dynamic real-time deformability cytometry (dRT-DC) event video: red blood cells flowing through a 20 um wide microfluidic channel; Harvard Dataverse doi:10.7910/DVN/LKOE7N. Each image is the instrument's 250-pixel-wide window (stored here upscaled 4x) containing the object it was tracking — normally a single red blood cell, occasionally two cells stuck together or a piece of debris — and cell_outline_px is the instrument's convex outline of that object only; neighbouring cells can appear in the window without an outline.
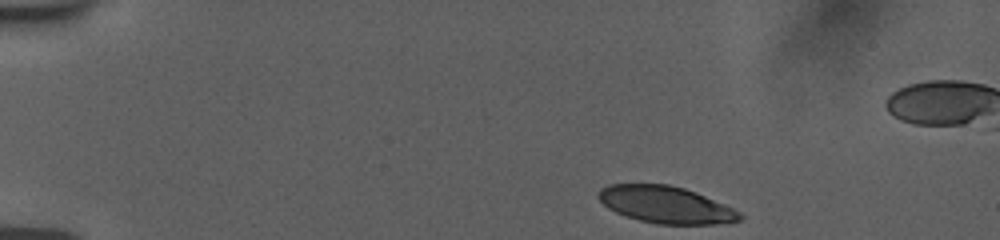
{"species": "human", "species_latin": "Homo sapiens", "temperature_condition": "room temperature", "stored_images_in_passage": 48, "camera_frame_rate_fps": 3000, "um_per_image_px": 0.085, "donor": {"sex": "female"}, "frame": {"image": 1, "passage_image": 1, "time_ms": 0.0, "image_size_px": [1000, 240], "cell_outline_px": [[744, 216], [740, 220], [716, 224], [656, 224], [640, 220], [616, 212], [608, 208], [596, 196], [596, 192], [600, 188], [608, 184], [668, 184], [684, 188], [696, 192], [724, 204], [740, 212]], "centroid_in_image_um": [56.57, 17.39], "position_along_channel_um": 28.4, "area_um2": 30.4}}
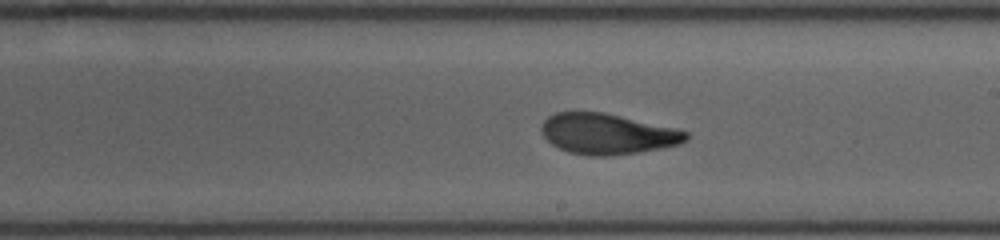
{"frame": {"image": 2, "passage_image": 25, "time_ms": 8.0, "image_size_px": [1000, 240], "cell_outline_px": [[688, 140], [680, 144], [640, 152], [608, 156], [588, 156], [568, 152], [552, 144], [544, 136], [540, 128], [544, 120], [548, 116], [556, 112], [600, 112], [672, 128], [688, 132]], "centroid_in_image_um": [51.59, 11.4], "position_along_channel_um": 237.4, "area_um2": 33.76}}
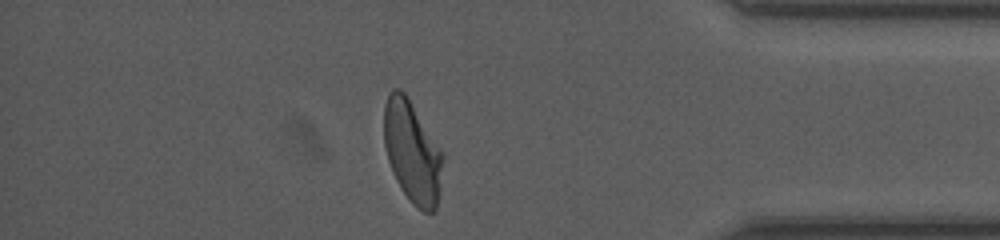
{"frame": {"image": 3, "passage_image": 40, "time_ms": 13.0, "image_size_px": [1000, 240], "cell_outline_px": [[444, 160], [440, 188], [436, 208], [432, 212], [424, 212], [416, 208], [412, 204], [396, 180], [392, 172], [388, 160], [384, 144], [384, 104], [392, 88], [400, 88], [404, 92], [444, 152]], "centroid_in_image_um": [35.05, 12.92], "position_along_channel_um": 400.1, "area_um2": 35.14}}